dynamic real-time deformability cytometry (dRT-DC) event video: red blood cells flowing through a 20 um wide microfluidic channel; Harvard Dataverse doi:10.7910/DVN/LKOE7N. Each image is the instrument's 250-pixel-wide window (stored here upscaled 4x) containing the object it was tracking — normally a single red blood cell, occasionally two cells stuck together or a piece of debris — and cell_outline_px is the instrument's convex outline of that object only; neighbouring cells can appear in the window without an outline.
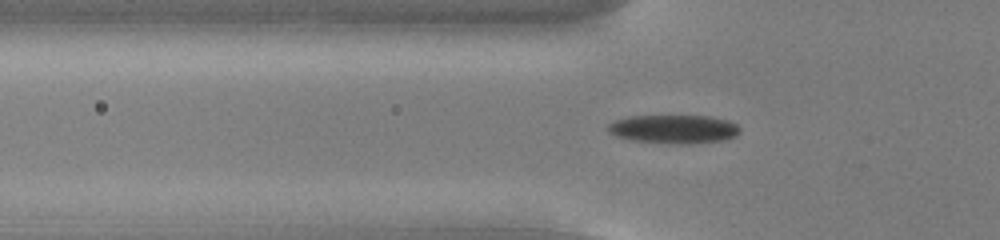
{"species": "common noctule bat (a hibernating species)", "species_latin": "Nyctalus noctula", "temperature_condition": "cold", "stored_images_in_passage": 55, "camera_frame_rate_fps": 3000, "um_per_image_px": 0.085, "animal": {"sex": "male", "body_mass_g": 13.0, "forearm_length_mm": 53.1}, "frame": {"image": 1, "passage_image": 19, "time_ms": 6.0, "image_size_px": [1000, 240], "cell_outline_px": [[740, 132], [736, 136], [724, 140], [692, 144], [672, 144], [632, 140], [616, 136], [608, 132], [608, 124], [616, 120], [632, 116], [712, 116], [728, 120], [736, 124], [740, 128]], "centroid_in_image_um": [57.31, 10.98], "position_along_channel_um": 68.5, "area_um2": 22.14}}
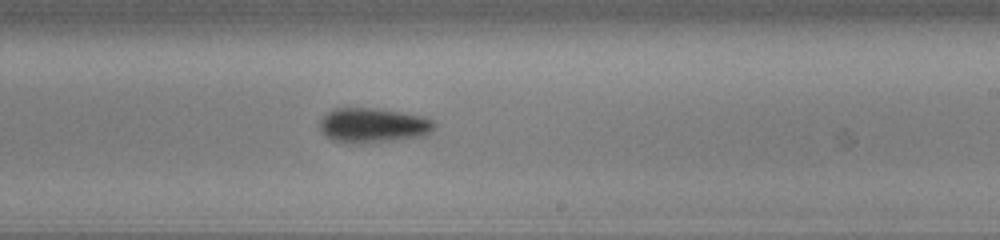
{"frame": {"image": 2, "passage_image": 34, "time_ms": 11.0, "image_size_px": [1000, 240], "cell_outline_px": [[436, 128], [428, 136], [360, 144], [352, 144], [332, 140], [320, 128], [320, 120], [332, 108], [372, 108], [400, 112], [424, 116], [432, 120], [436, 124]], "centroid_in_image_um": [31.77, 10.66], "position_along_channel_um": 257.2, "area_um2": 23.41}}
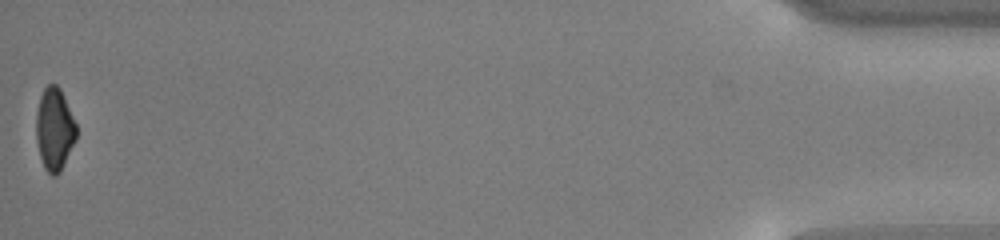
{"frame": {"image": 3, "passage_image": 55, "time_ms": 18.0, "image_size_px": [1000, 240], "cell_outline_px": [[76, 140], [60, 172], [56, 176], [52, 176], [44, 168], [40, 156], [36, 140], [36, 112], [40, 96], [44, 88], [48, 84], [56, 84], [60, 88], [76, 124]], "centroid_in_image_um": [4.62, 10.99], "position_along_channel_um": 430.6, "area_um2": 19.31}, "authors_computed_cell_mechanics": {"area_um2": 21.097, "velocity_mm_per_s": 3.8013, "shape_relaxation_time_tau1_ms": 3.6049, "shape_relaxation_time_tau2_ms": null, "deformation_change_tau1": 0.1119, "deformation_change_tau2": null}}